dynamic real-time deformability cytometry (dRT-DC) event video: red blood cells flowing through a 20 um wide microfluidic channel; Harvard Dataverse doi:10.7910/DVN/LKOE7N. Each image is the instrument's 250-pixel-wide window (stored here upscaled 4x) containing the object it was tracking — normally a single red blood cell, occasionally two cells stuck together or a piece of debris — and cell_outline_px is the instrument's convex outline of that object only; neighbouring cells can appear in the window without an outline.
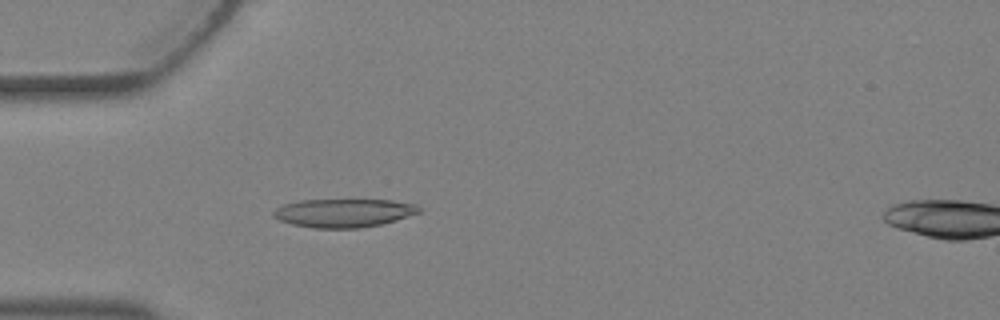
{"species": "Egyptian fruit bat (a non-hibernating species)", "species_latin": "Rousettus aegyptiacus", "temperature_condition": "warm", "stored_images_in_passage": 5, "segment_of_instrument_passage": [1, 2], "camera_frame_rate_fps": 3000, "um_per_image_px": 0.085, "animal": {"sex": "female"}, "frame": {"image": 1, "passage_image": 4, "time_ms": 1.0, "image_size_px": [1000, 320], "cell_outline_px": [[420, 212], [396, 220], [380, 224], [360, 228], [312, 228], [292, 224], [280, 220], [272, 216], [272, 212], [276, 208], [284, 204], [300, 200], [392, 200], [416, 204], [420, 208]], "centroid_in_image_um": [29.2, 18.1], "position_along_channel_um": 55.8, "area_um2": 24.1}}